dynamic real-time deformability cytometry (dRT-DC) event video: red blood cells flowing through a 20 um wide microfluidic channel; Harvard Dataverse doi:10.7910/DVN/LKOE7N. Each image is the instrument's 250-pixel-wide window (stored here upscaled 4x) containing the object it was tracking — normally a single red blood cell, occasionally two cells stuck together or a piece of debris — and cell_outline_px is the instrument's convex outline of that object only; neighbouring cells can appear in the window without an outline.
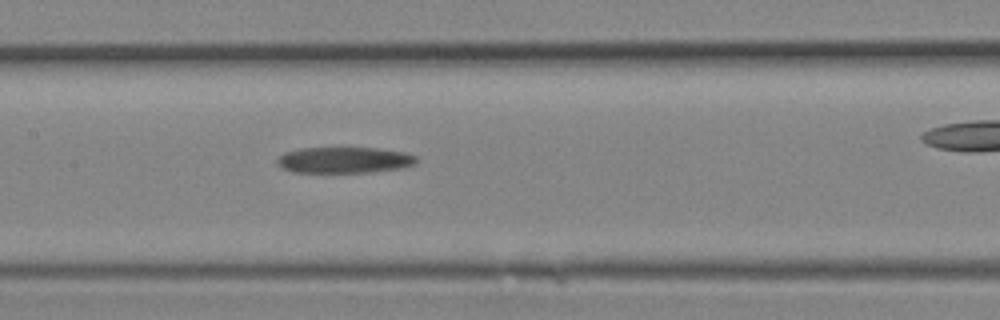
{"species": "Egyptian fruit bat (a non-hibernating species)", "species_latin": "Rousettus aegyptiacus", "temperature_condition": "room temperature", "stored_images_in_passage": 10, "segment_of_instrument_passage": [1, 2], "camera_frame_rate_fps": 3000, "um_per_image_px": 0.085, "animal": {"sex": "female"}, "frame": {"image": 1, "passage_image": 9, "time_ms": 2.667, "image_size_px": [1000, 320], "cell_outline_px": [[420, 160], [416, 164], [404, 168], [372, 172], [292, 172], [276, 164], [276, 160], [284, 152], [300, 148], [340, 144], [376, 148], [404, 152], [416, 156]], "centroid_in_image_um": [29.28, 13.55], "position_along_channel_um": 178.1, "area_um2": 22.43}}